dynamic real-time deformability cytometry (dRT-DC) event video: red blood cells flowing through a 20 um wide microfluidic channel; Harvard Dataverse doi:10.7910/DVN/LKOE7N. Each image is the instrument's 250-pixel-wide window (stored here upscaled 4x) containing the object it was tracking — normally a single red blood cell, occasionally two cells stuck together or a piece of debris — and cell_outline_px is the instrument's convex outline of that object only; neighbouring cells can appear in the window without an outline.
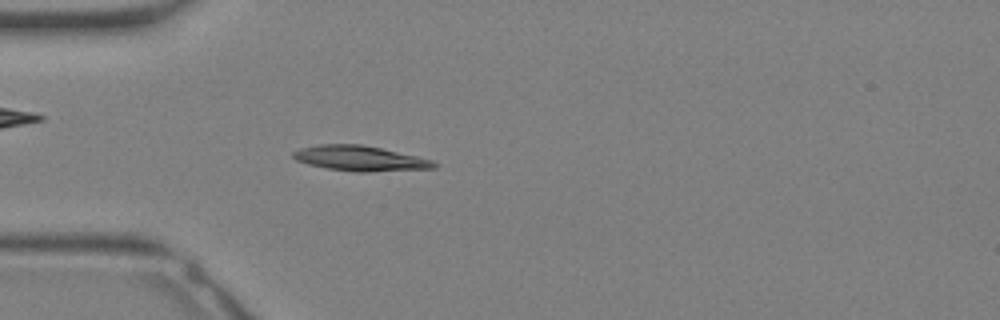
{"species": "Egyptian fruit bat (a non-hibernating species)", "species_latin": "Rousettus aegyptiacus", "temperature_condition": "warm", "stored_images_in_passage": 32, "camera_frame_rate_fps": 3000, "um_per_image_px": 0.085, "animal": {"sex": "female"}, "frame": {"image": 1, "passage_image": 9, "time_ms": 2.667, "image_size_px": [1000, 320], "cell_outline_px": [[440, 164], [436, 168], [368, 172], [356, 172], [328, 168], [308, 164], [296, 160], [292, 156], [292, 152], [300, 148], [320, 144], [360, 144], [380, 148], [416, 156], [432, 160]], "centroid_in_image_um": [30.61, 13.46], "position_along_channel_um": 54.4, "area_um2": 20.58}}
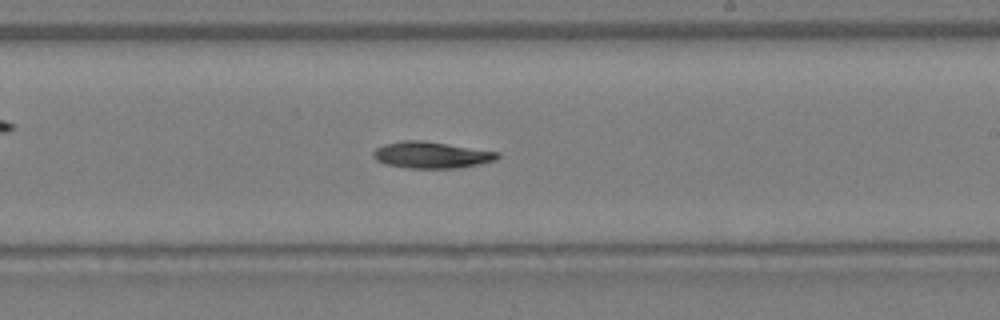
{"frame": {"image": 2, "passage_image": 19, "time_ms": 6.0, "image_size_px": [1000, 320], "cell_outline_px": [[500, 156], [496, 160], [456, 168], [408, 168], [384, 164], [376, 160], [372, 156], [372, 152], [376, 148], [384, 144], [404, 140], [420, 140], [500, 152]], "centroid_in_image_um": [36.62, 13.17], "position_along_channel_um": 252.4, "area_um2": 19.07}}
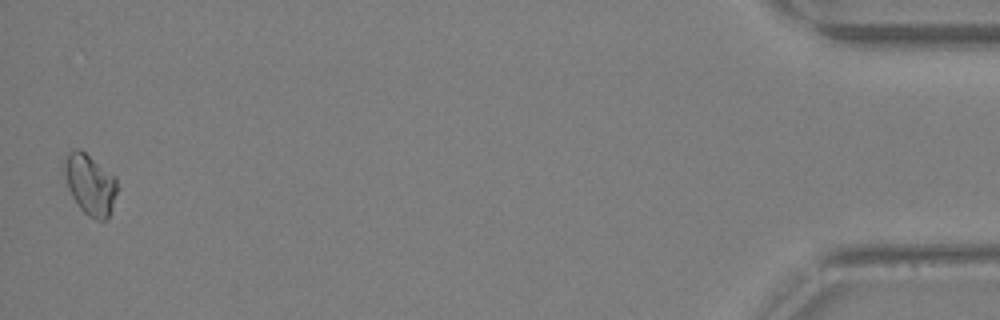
{"frame": {"image": 3, "passage_image": 32, "time_ms": 10.333, "image_size_px": [1000, 320], "cell_outline_px": [[116, 192], [112, 208], [108, 216], [104, 220], [96, 220], [88, 216], [80, 208], [72, 196], [68, 188], [64, 172], [64, 164], [68, 152], [76, 148], [80, 148], [116, 176]], "centroid_in_image_um": [7.65, 15.66], "position_along_channel_um": 427.5, "area_um2": 18.55}}